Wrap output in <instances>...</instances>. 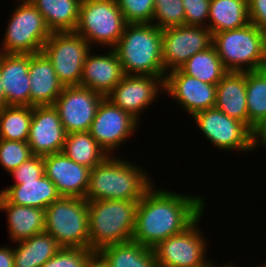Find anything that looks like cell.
<instances>
[{
  "label": "cell",
  "mask_w": 266,
  "mask_h": 267,
  "mask_svg": "<svg viewBox=\"0 0 266 267\" xmlns=\"http://www.w3.org/2000/svg\"><path fill=\"white\" fill-rule=\"evenodd\" d=\"M154 188L152 185L138 201L132 239L152 249L163 240L183 232L205 209L202 196Z\"/></svg>",
  "instance_id": "obj_1"
},
{
  "label": "cell",
  "mask_w": 266,
  "mask_h": 267,
  "mask_svg": "<svg viewBox=\"0 0 266 267\" xmlns=\"http://www.w3.org/2000/svg\"><path fill=\"white\" fill-rule=\"evenodd\" d=\"M142 169L123 158L109 155L90 170L85 199L139 201L153 185Z\"/></svg>",
  "instance_id": "obj_2"
},
{
  "label": "cell",
  "mask_w": 266,
  "mask_h": 267,
  "mask_svg": "<svg viewBox=\"0 0 266 267\" xmlns=\"http://www.w3.org/2000/svg\"><path fill=\"white\" fill-rule=\"evenodd\" d=\"M124 75L166 76L162 29L152 23L127 24L114 47Z\"/></svg>",
  "instance_id": "obj_3"
},
{
  "label": "cell",
  "mask_w": 266,
  "mask_h": 267,
  "mask_svg": "<svg viewBox=\"0 0 266 267\" xmlns=\"http://www.w3.org/2000/svg\"><path fill=\"white\" fill-rule=\"evenodd\" d=\"M138 201H88L90 249L103 248L133 239Z\"/></svg>",
  "instance_id": "obj_4"
},
{
  "label": "cell",
  "mask_w": 266,
  "mask_h": 267,
  "mask_svg": "<svg viewBox=\"0 0 266 267\" xmlns=\"http://www.w3.org/2000/svg\"><path fill=\"white\" fill-rule=\"evenodd\" d=\"M212 44L228 72L266 68L264 31L251 22L242 28L213 34Z\"/></svg>",
  "instance_id": "obj_5"
},
{
  "label": "cell",
  "mask_w": 266,
  "mask_h": 267,
  "mask_svg": "<svg viewBox=\"0 0 266 267\" xmlns=\"http://www.w3.org/2000/svg\"><path fill=\"white\" fill-rule=\"evenodd\" d=\"M45 232L61 247L89 248L88 201L60 197L45 209Z\"/></svg>",
  "instance_id": "obj_6"
},
{
  "label": "cell",
  "mask_w": 266,
  "mask_h": 267,
  "mask_svg": "<svg viewBox=\"0 0 266 267\" xmlns=\"http://www.w3.org/2000/svg\"><path fill=\"white\" fill-rule=\"evenodd\" d=\"M128 23L116 0H81L74 33L93 44L114 48Z\"/></svg>",
  "instance_id": "obj_7"
},
{
  "label": "cell",
  "mask_w": 266,
  "mask_h": 267,
  "mask_svg": "<svg viewBox=\"0 0 266 267\" xmlns=\"http://www.w3.org/2000/svg\"><path fill=\"white\" fill-rule=\"evenodd\" d=\"M4 34L0 53L35 54L42 52L51 35L43 15L29 0H18Z\"/></svg>",
  "instance_id": "obj_8"
},
{
  "label": "cell",
  "mask_w": 266,
  "mask_h": 267,
  "mask_svg": "<svg viewBox=\"0 0 266 267\" xmlns=\"http://www.w3.org/2000/svg\"><path fill=\"white\" fill-rule=\"evenodd\" d=\"M88 41L74 32H52L42 52L51 61L64 87L80 86L82 69L91 50Z\"/></svg>",
  "instance_id": "obj_9"
},
{
  "label": "cell",
  "mask_w": 266,
  "mask_h": 267,
  "mask_svg": "<svg viewBox=\"0 0 266 267\" xmlns=\"http://www.w3.org/2000/svg\"><path fill=\"white\" fill-rule=\"evenodd\" d=\"M202 213L183 232L173 235L153 248L158 267H207V241L198 229Z\"/></svg>",
  "instance_id": "obj_10"
},
{
  "label": "cell",
  "mask_w": 266,
  "mask_h": 267,
  "mask_svg": "<svg viewBox=\"0 0 266 267\" xmlns=\"http://www.w3.org/2000/svg\"><path fill=\"white\" fill-rule=\"evenodd\" d=\"M203 136L221 150H253V132L241 121L231 118L217 108L196 113L193 117Z\"/></svg>",
  "instance_id": "obj_11"
},
{
  "label": "cell",
  "mask_w": 266,
  "mask_h": 267,
  "mask_svg": "<svg viewBox=\"0 0 266 267\" xmlns=\"http://www.w3.org/2000/svg\"><path fill=\"white\" fill-rule=\"evenodd\" d=\"M211 30L205 26L181 25L162 29V60L165 72L179 69L190 57L210 47Z\"/></svg>",
  "instance_id": "obj_12"
},
{
  "label": "cell",
  "mask_w": 266,
  "mask_h": 267,
  "mask_svg": "<svg viewBox=\"0 0 266 267\" xmlns=\"http://www.w3.org/2000/svg\"><path fill=\"white\" fill-rule=\"evenodd\" d=\"M105 97L81 86L63 87L53 107L66 134L89 131L99 104Z\"/></svg>",
  "instance_id": "obj_13"
},
{
  "label": "cell",
  "mask_w": 266,
  "mask_h": 267,
  "mask_svg": "<svg viewBox=\"0 0 266 267\" xmlns=\"http://www.w3.org/2000/svg\"><path fill=\"white\" fill-rule=\"evenodd\" d=\"M139 123L131 114L104 98L98 106L89 132L108 155L113 156L112 152L136 132Z\"/></svg>",
  "instance_id": "obj_14"
},
{
  "label": "cell",
  "mask_w": 266,
  "mask_h": 267,
  "mask_svg": "<svg viewBox=\"0 0 266 267\" xmlns=\"http://www.w3.org/2000/svg\"><path fill=\"white\" fill-rule=\"evenodd\" d=\"M165 76L124 75L105 97L140 122L141 112L164 91ZM140 117V118H139Z\"/></svg>",
  "instance_id": "obj_15"
},
{
  "label": "cell",
  "mask_w": 266,
  "mask_h": 267,
  "mask_svg": "<svg viewBox=\"0 0 266 267\" xmlns=\"http://www.w3.org/2000/svg\"><path fill=\"white\" fill-rule=\"evenodd\" d=\"M164 91L191 117L200 111L215 107L216 85L189 76L180 68L166 73Z\"/></svg>",
  "instance_id": "obj_16"
},
{
  "label": "cell",
  "mask_w": 266,
  "mask_h": 267,
  "mask_svg": "<svg viewBox=\"0 0 266 267\" xmlns=\"http://www.w3.org/2000/svg\"><path fill=\"white\" fill-rule=\"evenodd\" d=\"M66 132L53 105L33 106L29 137L32 155L46 156L62 152Z\"/></svg>",
  "instance_id": "obj_17"
},
{
  "label": "cell",
  "mask_w": 266,
  "mask_h": 267,
  "mask_svg": "<svg viewBox=\"0 0 266 267\" xmlns=\"http://www.w3.org/2000/svg\"><path fill=\"white\" fill-rule=\"evenodd\" d=\"M90 170L63 152L44 156V175L54 183L61 197L85 198Z\"/></svg>",
  "instance_id": "obj_18"
},
{
  "label": "cell",
  "mask_w": 266,
  "mask_h": 267,
  "mask_svg": "<svg viewBox=\"0 0 266 267\" xmlns=\"http://www.w3.org/2000/svg\"><path fill=\"white\" fill-rule=\"evenodd\" d=\"M30 55L0 53V74L8 106H30Z\"/></svg>",
  "instance_id": "obj_19"
},
{
  "label": "cell",
  "mask_w": 266,
  "mask_h": 267,
  "mask_svg": "<svg viewBox=\"0 0 266 267\" xmlns=\"http://www.w3.org/2000/svg\"><path fill=\"white\" fill-rule=\"evenodd\" d=\"M104 54L91 55V52L87 54L80 86L106 97L123 78L124 72L114 48Z\"/></svg>",
  "instance_id": "obj_20"
},
{
  "label": "cell",
  "mask_w": 266,
  "mask_h": 267,
  "mask_svg": "<svg viewBox=\"0 0 266 267\" xmlns=\"http://www.w3.org/2000/svg\"><path fill=\"white\" fill-rule=\"evenodd\" d=\"M29 77L30 106L53 105L64 86L43 52L30 55Z\"/></svg>",
  "instance_id": "obj_21"
},
{
  "label": "cell",
  "mask_w": 266,
  "mask_h": 267,
  "mask_svg": "<svg viewBox=\"0 0 266 267\" xmlns=\"http://www.w3.org/2000/svg\"><path fill=\"white\" fill-rule=\"evenodd\" d=\"M215 108L248 127L246 72H228L218 82Z\"/></svg>",
  "instance_id": "obj_22"
},
{
  "label": "cell",
  "mask_w": 266,
  "mask_h": 267,
  "mask_svg": "<svg viewBox=\"0 0 266 267\" xmlns=\"http://www.w3.org/2000/svg\"><path fill=\"white\" fill-rule=\"evenodd\" d=\"M0 196L7 203L40 209H46L61 197L54 183L45 175L40 179L4 188L0 191Z\"/></svg>",
  "instance_id": "obj_23"
},
{
  "label": "cell",
  "mask_w": 266,
  "mask_h": 267,
  "mask_svg": "<svg viewBox=\"0 0 266 267\" xmlns=\"http://www.w3.org/2000/svg\"><path fill=\"white\" fill-rule=\"evenodd\" d=\"M6 212L12 242L26 240L45 232V209L7 203L0 196V211Z\"/></svg>",
  "instance_id": "obj_24"
},
{
  "label": "cell",
  "mask_w": 266,
  "mask_h": 267,
  "mask_svg": "<svg viewBox=\"0 0 266 267\" xmlns=\"http://www.w3.org/2000/svg\"><path fill=\"white\" fill-rule=\"evenodd\" d=\"M16 243L17 247H13L14 267H42L62 248L56 239L46 232Z\"/></svg>",
  "instance_id": "obj_25"
},
{
  "label": "cell",
  "mask_w": 266,
  "mask_h": 267,
  "mask_svg": "<svg viewBox=\"0 0 266 267\" xmlns=\"http://www.w3.org/2000/svg\"><path fill=\"white\" fill-rule=\"evenodd\" d=\"M209 22L212 35L246 26L250 23L248 0H210Z\"/></svg>",
  "instance_id": "obj_26"
},
{
  "label": "cell",
  "mask_w": 266,
  "mask_h": 267,
  "mask_svg": "<svg viewBox=\"0 0 266 267\" xmlns=\"http://www.w3.org/2000/svg\"><path fill=\"white\" fill-rule=\"evenodd\" d=\"M51 32H74L81 0H29Z\"/></svg>",
  "instance_id": "obj_27"
},
{
  "label": "cell",
  "mask_w": 266,
  "mask_h": 267,
  "mask_svg": "<svg viewBox=\"0 0 266 267\" xmlns=\"http://www.w3.org/2000/svg\"><path fill=\"white\" fill-rule=\"evenodd\" d=\"M99 252L110 267H158L154 250L133 240L107 246Z\"/></svg>",
  "instance_id": "obj_28"
},
{
  "label": "cell",
  "mask_w": 266,
  "mask_h": 267,
  "mask_svg": "<svg viewBox=\"0 0 266 267\" xmlns=\"http://www.w3.org/2000/svg\"><path fill=\"white\" fill-rule=\"evenodd\" d=\"M62 152L74 162L89 169L96 167L109 156L89 131L66 134Z\"/></svg>",
  "instance_id": "obj_29"
},
{
  "label": "cell",
  "mask_w": 266,
  "mask_h": 267,
  "mask_svg": "<svg viewBox=\"0 0 266 267\" xmlns=\"http://www.w3.org/2000/svg\"><path fill=\"white\" fill-rule=\"evenodd\" d=\"M180 69L202 82L217 85L228 73L213 44L190 57Z\"/></svg>",
  "instance_id": "obj_30"
},
{
  "label": "cell",
  "mask_w": 266,
  "mask_h": 267,
  "mask_svg": "<svg viewBox=\"0 0 266 267\" xmlns=\"http://www.w3.org/2000/svg\"><path fill=\"white\" fill-rule=\"evenodd\" d=\"M248 128L254 132L266 119V68L246 72Z\"/></svg>",
  "instance_id": "obj_31"
},
{
  "label": "cell",
  "mask_w": 266,
  "mask_h": 267,
  "mask_svg": "<svg viewBox=\"0 0 266 267\" xmlns=\"http://www.w3.org/2000/svg\"><path fill=\"white\" fill-rule=\"evenodd\" d=\"M32 106H6L0 109V139L27 142Z\"/></svg>",
  "instance_id": "obj_32"
},
{
  "label": "cell",
  "mask_w": 266,
  "mask_h": 267,
  "mask_svg": "<svg viewBox=\"0 0 266 267\" xmlns=\"http://www.w3.org/2000/svg\"><path fill=\"white\" fill-rule=\"evenodd\" d=\"M152 24L159 29L185 25L182 0H154Z\"/></svg>",
  "instance_id": "obj_33"
},
{
  "label": "cell",
  "mask_w": 266,
  "mask_h": 267,
  "mask_svg": "<svg viewBox=\"0 0 266 267\" xmlns=\"http://www.w3.org/2000/svg\"><path fill=\"white\" fill-rule=\"evenodd\" d=\"M32 156L27 142L0 139V165L11 173Z\"/></svg>",
  "instance_id": "obj_34"
},
{
  "label": "cell",
  "mask_w": 266,
  "mask_h": 267,
  "mask_svg": "<svg viewBox=\"0 0 266 267\" xmlns=\"http://www.w3.org/2000/svg\"><path fill=\"white\" fill-rule=\"evenodd\" d=\"M128 24L152 23L154 0H116Z\"/></svg>",
  "instance_id": "obj_35"
},
{
  "label": "cell",
  "mask_w": 266,
  "mask_h": 267,
  "mask_svg": "<svg viewBox=\"0 0 266 267\" xmlns=\"http://www.w3.org/2000/svg\"><path fill=\"white\" fill-rule=\"evenodd\" d=\"M92 252L90 248L62 247L42 267H84Z\"/></svg>",
  "instance_id": "obj_36"
},
{
  "label": "cell",
  "mask_w": 266,
  "mask_h": 267,
  "mask_svg": "<svg viewBox=\"0 0 266 267\" xmlns=\"http://www.w3.org/2000/svg\"><path fill=\"white\" fill-rule=\"evenodd\" d=\"M10 175L15 179L13 185L22 184L23 181L40 179L44 175V156L32 155Z\"/></svg>",
  "instance_id": "obj_37"
},
{
  "label": "cell",
  "mask_w": 266,
  "mask_h": 267,
  "mask_svg": "<svg viewBox=\"0 0 266 267\" xmlns=\"http://www.w3.org/2000/svg\"><path fill=\"white\" fill-rule=\"evenodd\" d=\"M182 3L185 10V25L207 27L210 0H182Z\"/></svg>",
  "instance_id": "obj_38"
},
{
  "label": "cell",
  "mask_w": 266,
  "mask_h": 267,
  "mask_svg": "<svg viewBox=\"0 0 266 267\" xmlns=\"http://www.w3.org/2000/svg\"><path fill=\"white\" fill-rule=\"evenodd\" d=\"M248 15L253 25L266 29V0H248Z\"/></svg>",
  "instance_id": "obj_39"
},
{
  "label": "cell",
  "mask_w": 266,
  "mask_h": 267,
  "mask_svg": "<svg viewBox=\"0 0 266 267\" xmlns=\"http://www.w3.org/2000/svg\"><path fill=\"white\" fill-rule=\"evenodd\" d=\"M259 146L266 148V119L253 132V151Z\"/></svg>",
  "instance_id": "obj_40"
},
{
  "label": "cell",
  "mask_w": 266,
  "mask_h": 267,
  "mask_svg": "<svg viewBox=\"0 0 266 267\" xmlns=\"http://www.w3.org/2000/svg\"><path fill=\"white\" fill-rule=\"evenodd\" d=\"M84 267H110V266L106 258L99 251H93L89 255Z\"/></svg>",
  "instance_id": "obj_41"
},
{
  "label": "cell",
  "mask_w": 266,
  "mask_h": 267,
  "mask_svg": "<svg viewBox=\"0 0 266 267\" xmlns=\"http://www.w3.org/2000/svg\"><path fill=\"white\" fill-rule=\"evenodd\" d=\"M0 267H14V256L12 247H0Z\"/></svg>",
  "instance_id": "obj_42"
},
{
  "label": "cell",
  "mask_w": 266,
  "mask_h": 267,
  "mask_svg": "<svg viewBox=\"0 0 266 267\" xmlns=\"http://www.w3.org/2000/svg\"><path fill=\"white\" fill-rule=\"evenodd\" d=\"M6 106H8V104H7L4 89L2 86V80H1V74H0V109Z\"/></svg>",
  "instance_id": "obj_43"
},
{
  "label": "cell",
  "mask_w": 266,
  "mask_h": 267,
  "mask_svg": "<svg viewBox=\"0 0 266 267\" xmlns=\"http://www.w3.org/2000/svg\"><path fill=\"white\" fill-rule=\"evenodd\" d=\"M210 267H218V266H214V264L210 262ZM222 267H236V266L230 262V263L222 265Z\"/></svg>",
  "instance_id": "obj_44"
},
{
  "label": "cell",
  "mask_w": 266,
  "mask_h": 267,
  "mask_svg": "<svg viewBox=\"0 0 266 267\" xmlns=\"http://www.w3.org/2000/svg\"><path fill=\"white\" fill-rule=\"evenodd\" d=\"M263 31H264L265 53H266V29H264Z\"/></svg>",
  "instance_id": "obj_45"
},
{
  "label": "cell",
  "mask_w": 266,
  "mask_h": 267,
  "mask_svg": "<svg viewBox=\"0 0 266 267\" xmlns=\"http://www.w3.org/2000/svg\"><path fill=\"white\" fill-rule=\"evenodd\" d=\"M258 267H266V263H263V265H262V266H258Z\"/></svg>",
  "instance_id": "obj_46"
}]
</instances>
